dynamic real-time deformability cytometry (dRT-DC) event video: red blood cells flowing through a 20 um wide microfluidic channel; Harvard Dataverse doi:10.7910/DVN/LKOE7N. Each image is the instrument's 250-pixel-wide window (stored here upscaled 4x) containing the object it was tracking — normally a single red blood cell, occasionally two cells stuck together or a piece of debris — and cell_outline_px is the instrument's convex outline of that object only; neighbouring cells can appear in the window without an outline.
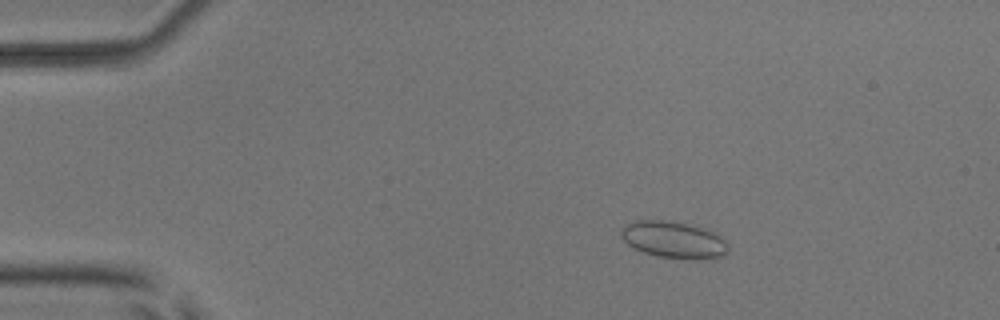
{"species": "common noctule bat (a hibernating species)", "species_latin": "Nyctalus noctula", "temperature_condition": "room temperature", "stored_images_in_passage": 5, "camera_frame_rate_fps": 3000, "um_per_image_px": 0.085, "animal": {"sex": "male", "body_mass_g": 17.9, "forearm_length_mm": 54.2}, "frame": {"image": 1, "passage_image": 3, "time_ms": 0.667, "image_size_px": [1000, 320], "cell_outline_px": [[728, 248], [724, 256], [660, 256], [644, 252], [628, 244], [620, 236], [620, 232], [628, 224], [636, 220], [668, 220], [692, 224], [708, 228], [716, 232], [724, 240]], "centroid_in_image_um": [57.24, 20.3], "position_along_channel_um": 27.8, "area_um2": 22.08}}